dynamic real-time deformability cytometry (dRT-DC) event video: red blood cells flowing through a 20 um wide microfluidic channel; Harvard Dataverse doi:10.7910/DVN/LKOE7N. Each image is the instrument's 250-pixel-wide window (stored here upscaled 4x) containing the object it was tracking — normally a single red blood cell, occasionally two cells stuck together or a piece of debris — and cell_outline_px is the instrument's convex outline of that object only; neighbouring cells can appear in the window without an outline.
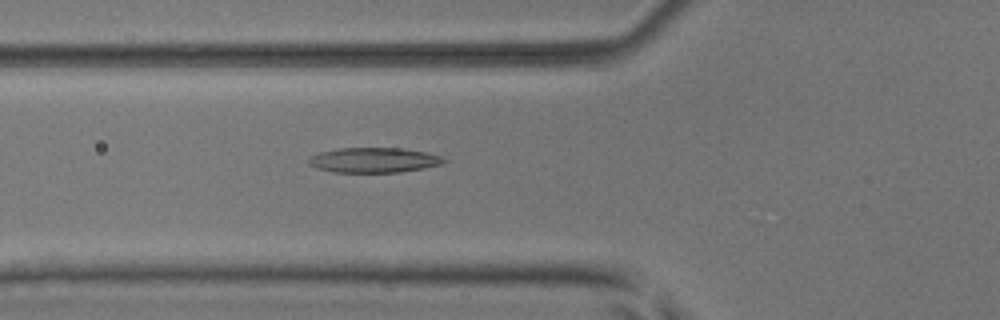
{"species": "common noctule bat (a hibernating species)", "species_latin": "Nyctalus noctula", "temperature_condition": "room temperature", "stored_images_in_passage": 36, "camera_frame_rate_fps": 3000, "um_per_image_px": 0.085, "animal": {"sex": "male", "body_mass_g": 17.9, "forearm_length_mm": 54.2}, "frame": {"image": 1, "passage_image": 4, "time_ms": 1.0, "image_size_px": [1000, 320], "cell_outline_px": [[448, 160], [440, 164], [424, 168], [400, 172], [332, 172], [316, 168], [308, 164], [308, 160], [312, 156], [320, 152], [340, 148], [404, 148], [424, 152], [440, 156]], "centroid_in_image_um": [31.76, 13.61], "position_along_channel_um": 94.0, "area_um2": 19.59}}
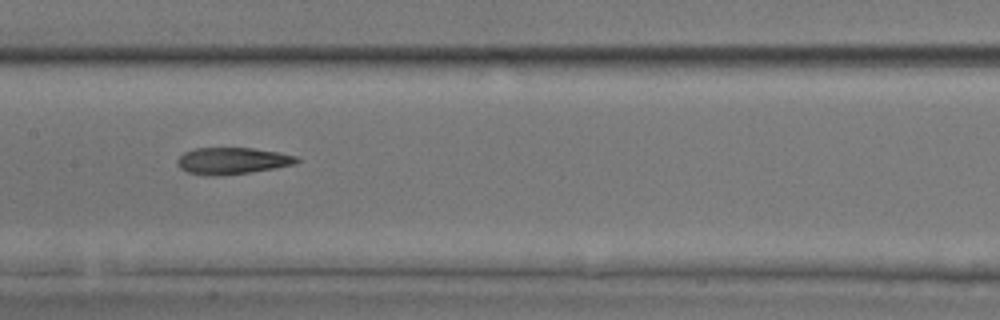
{"frame": {"image": 2, "passage_image": 11, "time_ms": 3.333, "image_size_px": [1000, 320], "cell_outline_px": [[300, 160], [296, 164], [248, 172], [220, 176], [204, 176], [188, 172], [180, 168], [176, 164], [176, 160], [184, 152], [192, 148], [252, 148], [280, 152], [296, 156]], "centroid_in_image_um": [19.7, 13.67], "position_along_channel_um": 187.7, "area_um2": 18.67}}
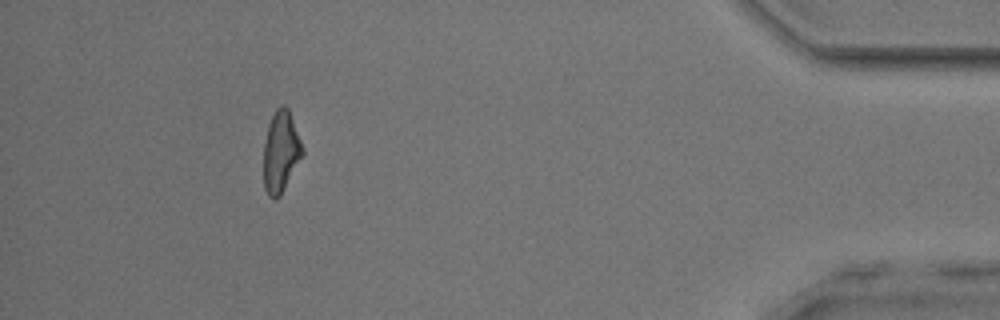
{"frame": {"image": 3, "passage_image": 32, "time_ms": 10.333, "image_size_px": [1000, 320], "cell_outline_px": [[304, 152], [280, 196], [276, 200], [272, 200], [268, 196], [264, 188], [264, 144], [268, 124], [276, 108], [280, 104], [284, 104], [288, 108], [304, 148]], "centroid_in_image_um": [23.86, 12.9], "position_along_channel_um": 411.3, "area_um2": 18.44}, "authors_computed_cell_mechanics": {"area_um2": 18.8139, "velocity_mm_per_s": 4.003, "shape_relaxation_time_tau1_ms": 9.706, "shape_relaxation_time_tau2_ms": 3.4047, "deformation_change_tau1": 0.2657, "deformation_change_tau2": 0.1395}}